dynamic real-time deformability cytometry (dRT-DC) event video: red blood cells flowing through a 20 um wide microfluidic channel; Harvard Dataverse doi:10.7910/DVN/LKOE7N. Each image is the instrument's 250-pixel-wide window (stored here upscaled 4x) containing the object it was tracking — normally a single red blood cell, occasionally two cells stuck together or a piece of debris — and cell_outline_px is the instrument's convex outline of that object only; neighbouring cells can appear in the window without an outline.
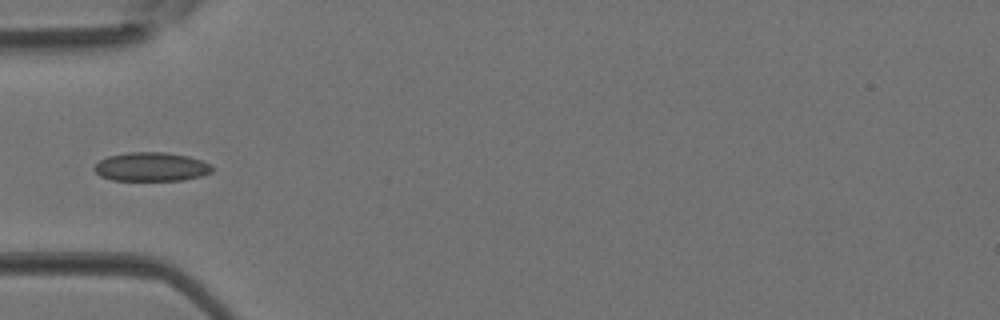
{"species": "Egyptian fruit bat (a non-hibernating species)", "species_latin": "Rousettus aegyptiacus", "temperature_condition": "room temperature", "stored_images_in_passage": 3, "camera_frame_rate_fps": 3000, "um_per_image_px": 0.085, "animal": {"sex": "female"}, "frame": {"image": 1, "passage_image": 3, "time_ms": 0.667, "image_size_px": [1000, 320], "cell_outline_px": [[212, 172], [200, 176], [184, 180], [112, 180], [100, 176], [92, 168], [100, 160], [108, 156], [128, 152], [164, 152], [188, 156], [212, 164]], "centroid_in_image_um": [12.85, 14.18], "position_along_channel_um": 72.1, "area_um2": 19.83}}